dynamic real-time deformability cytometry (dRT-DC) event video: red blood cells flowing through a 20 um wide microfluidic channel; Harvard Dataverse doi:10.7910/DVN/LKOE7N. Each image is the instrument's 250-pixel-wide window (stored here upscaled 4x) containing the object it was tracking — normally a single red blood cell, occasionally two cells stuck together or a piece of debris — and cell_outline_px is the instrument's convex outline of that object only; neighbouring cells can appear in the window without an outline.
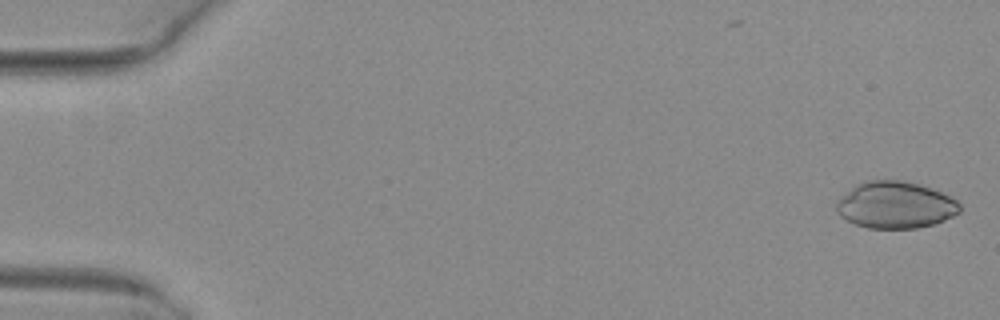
{"species": "common noctule bat (a hibernating species)", "species_latin": "Nyctalus noctula", "temperature_condition": "warm", "stored_images_in_passage": 5, "camera_frame_rate_fps": 3000, "um_per_image_px": 0.085, "animal": {"sex": "female", "body_mass_g": 29.2, "forearm_length_mm": 56.3}, "frame": {"image": 1, "passage_image": 1, "time_ms": 0.0, "image_size_px": [1000, 320], "cell_outline_px": [[960, 212], [936, 224], [916, 228], [868, 228], [856, 224], [840, 216], [836, 208], [836, 200], [840, 196], [852, 188], [868, 180], [900, 180], [920, 184], [932, 188], [956, 200], [960, 204]], "centroid_in_image_um": [76.11, 17.43], "position_along_channel_um": 8.9, "area_um2": 33.52}}